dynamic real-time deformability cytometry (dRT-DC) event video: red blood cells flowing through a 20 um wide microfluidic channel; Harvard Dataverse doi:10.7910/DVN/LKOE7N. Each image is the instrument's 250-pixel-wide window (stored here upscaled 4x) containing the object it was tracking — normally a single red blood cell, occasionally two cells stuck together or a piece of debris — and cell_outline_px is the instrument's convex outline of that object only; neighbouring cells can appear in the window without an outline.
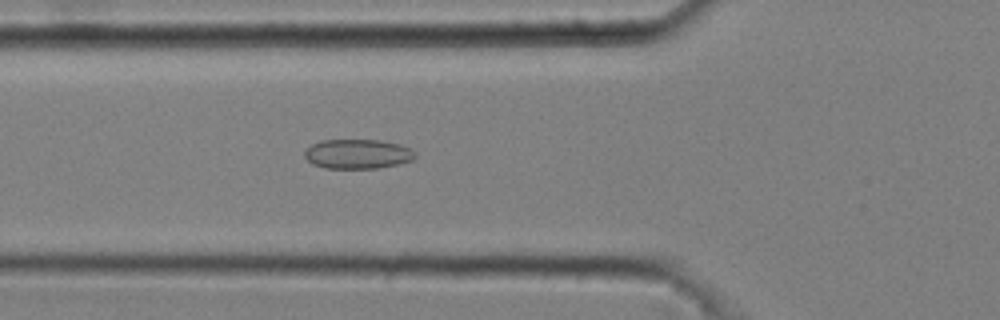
{"species": "common noctule bat (a hibernating species)", "species_latin": "Nyctalus noctula", "temperature_condition": "cold", "stored_images_in_passage": 51, "camera_frame_rate_fps": 3000, "um_per_image_px": 0.085, "animal": {"sex": "male", "body_mass_g": 20.4}, "frame": {"image": 1, "passage_image": 19, "time_ms": 6.0, "image_size_px": [1000, 320], "cell_outline_px": [[416, 156], [412, 160], [400, 164], [380, 168], [324, 168], [312, 164], [304, 156], [304, 152], [312, 144], [320, 140], [380, 140], [400, 144], [416, 152]], "centroid_in_image_um": [30.41, 13.09], "position_along_channel_um": 95.4, "area_um2": 19.13}}
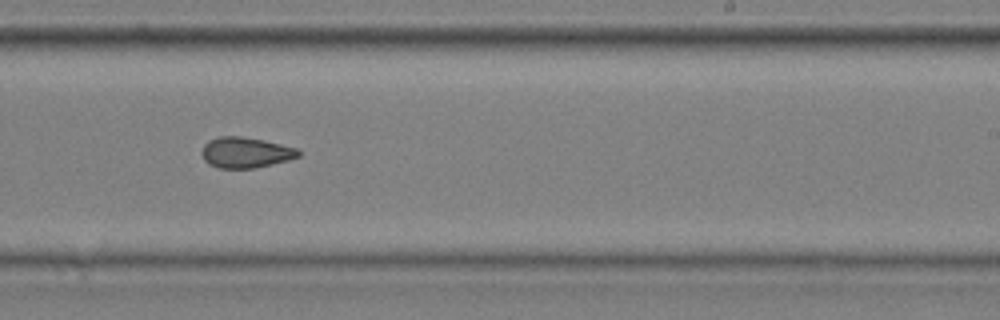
{"frame": {"image": 2, "passage_image": 33, "time_ms": 10.667, "image_size_px": [1000, 320], "cell_outline_px": [[300, 156], [288, 160], [256, 168], [220, 168], [208, 164], [204, 160], [200, 152], [204, 144], [208, 140], [220, 136], [240, 136], [264, 140], [296, 148], [300, 152]], "centroid_in_image_um": [20.84, 12.96], "position_along_channel_um": 268.2, "area_um2": 17.34}}
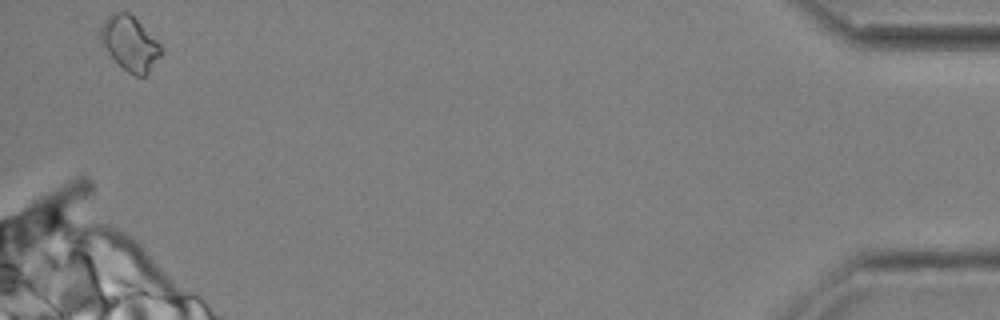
{"frame": {"image": 3, "passage_image": 51, "time_ms": 16.667, "image_size_px": [1000, 320], "cell_outline_px": [[164, 52], [148, 72], [144, 76], [136, 76], [128, 72], [100, 44], [100, 28], [104, 20], [108, 16], [116, 12], [128, 12], [164, 48]], "centroid_in_image_um": [11.04, 3.7], "position_along_channel_um": 424.2, "area_um2": 18.84}, "authors_computed_cell_mechanics": {"area_um2": 17.5712, "velocity_mm_per_s": 3.6959, "shape_relaxation_time_tau1_ms": 8.7487, "shape_relaxation_time_tau2_ms": 3.9857, "deformation_change_tau1": 0.1161, "deformation_change_tau2": 0.0978}}